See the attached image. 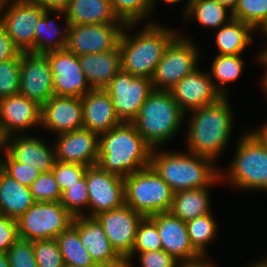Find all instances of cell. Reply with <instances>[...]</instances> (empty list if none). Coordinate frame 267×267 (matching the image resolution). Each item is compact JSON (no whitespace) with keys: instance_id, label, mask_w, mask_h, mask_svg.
<instances>
[{"instance_id":"21","label":"cell","mask_w":267,"mask_h":267,"mask_svg":"<svg viewBox=\"0 0 267 267\" xmlns=\"http://www.w3.org/2000/svg\"><path fill=\"white\" fill-rule=\"evenodd\" d=\"M40 126L57 134L83 128L81 98L53 95L41 107Z\"/></svg>"},{"instance_id":"39","label":"cell","mask_w":267,"mask_h":267,"mask_svg":"<svg viewBox=\"0 0 267 267\" xmlns=\"http://www.w3.org/2000/svg\"><path fill=\"white\" fill-rule=\"evenodd\" d=\"M162 250L157 226L144 217L139 223L132 252H146Z\"/></svg>"},{"instance_id":"4","label":"cell","mask_w":267,"mask_h":267,"mask_svg":"<svg viewBox=\"0 0 267 267\" xmlns=\"http://www.w3.org/2000/svg\"><path fill=\"white\" fill-rule=\"evenodd\" d=\"M156 150V151H155ZM152 150L150 166L171 187L174 193L186 189L211 187L220 181V170L207 157L190 152Z\"/></svg>"},{"instance_id":"23","label":"cell","mask_w":267,"mask_h":267,"mask_svg":"<svg viewBox=\"0 0 267 267\" xmlns=\"http://www.w3.org/2000/svg\"><path fill=\"white\" fill-rule=\"evenodd\" d=\"M81 100L83 128L100 135L122 123L105 89H92Z\"/></svg>"},{"instance_id":"31","label":"cell","mask_w":267,"mask_h":267,"mask_svg":"<svg viewBox=\"0 0 267 267\" xmlns=\"http://www.w3.org/2000/svg\"><path fill=\"white\" fill-rule=\"evenodd\" d=\"M49 18V11L40 18L35 31V47L30 51L31 53L45 54L65 49L69 24L66 22L64 29L59 30V25L56 27L54 24L56 20Z\"/></svg>"},{"instance_id":"58","label":"cell","mask_w":267,"mask_h":267,"mask_svg":"<svg viewBox=\"0 0 267 267\" xmlns=\"http://www.w3.org/2000/svg\"><path fill=\"white\" fill-rule=\"evenodd\" d=\"M264 262H265V264L267 265V257L266 258H264V259H262Z\"/></svg>"},{"instance_id":"54","label":"cell","mask_w":267,"mask_h":267,"mask_svg":"<svg viewBox=\"0 0 267 267\" xmlns=\"http://www.w3.org/2000/svg\"><path fill=\"white\" fill-rule=\"evenodd\" d=\"M0 267H10L6 253H0Z\"/></svg>"},{"instance_id":"5","label":"cell","mask_w":267,"mask_h":267,"mask_svg":"<svg viewBox=\"0 0 267 267\" xmlns=\"http://www.w3.org/2000/svg\"><path fill=\"white\" fill-rule=\"evenodd\" d=\"M185 115L170 90L154 89L131 123L153 149H158L181 129Z\"/></svg>"},{"instance_id":"18","label":"cell","mask_w":267,"mask_h":267,"mask_svg":"<svg viewBox=\"0 0 267 267\" xmlns=\"http://www.w3.org/2000/svg\"><path fill=\"white\" fill-rule=\"evenodd\" d=\"M54 147L57 161L93 166L98 161L99 135L85 128L60 133Z\"/></svg>"},{"instance_id":"7","label":"cell","mask_w":267,"mask_h":267,"mask_svg":"<svg viewBox=\"0 0 267 267\" xmlns=\"http://www.w3.org/2000/svg\"><path fill=\"white\" fill-rule=\"evenodd\" d=\"M125 204L144 217L168 212L174 191L151 167L147 166L124 178Z\"/></svg>"},{"instance_id":"49","label":"cell","mask_w":267,"mask_h":267,"mask_svg":"<svg viewBox=\"0 0 267 267\" xmlns=\"http://www.w3.org/2000/svg\"><path fill=\"white\" fill-rule=\"evenodd\" d=\"M205 257L200 255L192 260L180 261L178 267H216L213 263L206 261Z\"/></svg>"},{"instance_id":"3","label":"cell","mask_w":267,"mask_h":267,"mask_svg":"<svg viewBox=\"0 0 267 267\" xmlns=\"http://www.w3.org/2000/svg\"><path fill=\"white\" fill-rule=\"evenodd\" d=\"M135 25L126 24L119 40L122 69L133 76L151 79L169 43L179 33L149 21L132 37L126 32Z\"/></svg>"},{"instance_id":"30","label":"cell","mask_w":267,"mask_h":267,"mask_svg":"<svg viewBox=\"0 0 267 267\" xmlns=\"http://www.w3.org/2000/svg\"><path fill=\"white\" fill-rule=\"evenodd\" d=\"M187 2L184 10L186 18L193 17L200 25L207 28L217 30L233 18L232 11L215 0H188Z\"/></svg>"},{"instance_id":"35","label":"cell","mask_w":267,"mask_h":267,"mask_svg":"<svg viewBox=\"0 0 267 267\" xmlns=\"http://www.w3.org/2000/svg\"><path fill=\"white\" fill-rule=\"evenodd\" d=\"M232 17L262 32L267 26V0H237Z\"/></svg>"},{"instance_id":"8","label":"cell","mask_w":267,"mask_h":267,"mask_svg":"<svg viewBox=\"0 0 267 267\" xmlns=\"http://www.w3.org/2000/svg\"><path fill=\"white\" fill-rule=\"evenodd\" d=\"M73 219L60 201L35 202L17 219L18 237L30 241L56 239Z\"/></svg>"},{"instance_id":"48","label":"cell","mask_w":267,"mask_h":267,"mask_svg":"<svg viewBox=\"0 0 267 267\" xmlns=\"http://www.w3.org/2000/svg\"><path fill=\"white\" fill-rule=\"evenodd\" d=\"M32 3L40 5L45 11H49L50 13H57L55 15L56 18L61 17L60 15H64L65 10L69 4V0H29Z\"/></svg>"},{"instance_id":"47","label":"cell","mask_w":267,"mask_h":267,"mask_svg":"<svg viewBox=\"0 0 267 267\" xmlns=\"http://www.w3.org/2000/svg\"><path fill=\"white\" fill-rule=\"evenodd\" d=\"M11 59H21V51L8 36L5 25L0 19V62Z\"/></svg>"},{"instance_id":"25","label":"cell","mask_w":267,"mask_h":267,"mask_svg":"<svg viewBox=\"0 0 267 267\" xmlns=\"http://www.w3.org/2000/svg\"><path fill=\"white\" fill-rule=\"evenodd\" d=\"M78 60L92 89H105L122 69L119 46L108 52L80 55Z\"/></svg>"},{"instance_id":"59","label":"cell","mask_w":267,"mask_h":267,"mask_svg":"<svg viewBox=\"0 0 267 267\" xmlns=\"http://www.w3.org/2000/svg\"><path fill=\"white\" fill-rule=\"evenodd\" d=\"M65 267H71V266H65ZM94 267H103V266L97 265V266H94Z\"/></svg>"},{"instance_id":"9","label":"cell","mask_w":267,"mask_h":267,"mask_svg":"<svg viewBox=\"0 0 267 267\" xmlns=\"http://www.w3.org/2000/svg\"><path fill=\"white\" fill-rule=\"evenodd\" d=\"M178 34L166 48L151 78L153 89L170 90L198 67L199 50L189 39Z\"/></svg>"},{"instance_id":"36","label":"cell","mask_w":267,"mask_h":267,"mask_svg":"<svg viewBox=\"0 0 267 267\" xmlns=\"http://www.w3.org/2000/svg\"><path fill=\"white\" fill-rule=\"evenodd\" d=\"M110 3L115 15L125 24H137L153 10L152 0H110Z\"/></svg>"},{"instance_id":"37","label":"cell","mask_w":267,"mask_h":267,"mask_svg":"<svg viewBox=\"0 0 267 267\" xmlns=\"http://www.w3.org/2000/svg\"><path fill=\"white\" fill-rule=\"evenodd\" d=\"M61 204L74 217L83 216L82 210L88 208L89 193L85 176L61 194Z\"/></svg>"},{"instance_id":"55","label":"cell","mask_w":267,"mask_h":267,"mask_svg":"<svg viewBox=\"0 0 267 267\" xmlns=\"http://www.w3.org/2000/svg\"><path fill=\"white\" fill-rule=\"evenodd\" d=\"M156 0H152V6L154 7L156 5ZM166 3H169V4H175V3H180V1L182 0H162Z\"/></svg>"},{"instance_id":"27","label":"cell","mask_w":267,"mask_h":267,"mask_svg":"<svg viewBox=\"0 0 267 267\" xmlns=\"http://www.w3.org/2000/svg\"><path fill=\"white\" fill-rule=\"evenodd\" d=\"M34 203L30 188L0 168V215L17 220Z\"/></svg>"},{"instance_id":"19","label":"cell","mask_w":267,"mask_h":267,"mask_svg":"<svg viewBox=\"0 0 267 267\" xmlns=\"http://www.w3.org/2000/svg\"><path fill=\"white\" fill-rule=\"evenodd\" d=\"M72 225L78 230L82 245L97 265L126 267V262L113 249L103 227L95 218L77 216Z\"/></svg>"},{"instance_id":"20","label":"cell","mask_w":267,"mask_h":267,"mask_svg":"<svg viewBox=\"0 0 267 267\" xmlns=\"http://www.w3.org/2000/svg\"><path fill=\"white\" fill-rule=\"evenodd\" d=\"M148 218L157 226L162 250L166 253L178 261L192 260L200 256L190 243L185 221L170 211L157 213Z\"/></svg>"},{"instance_id":"26","label":"cell","mask_w":267,"mask_h":267,"mask_svg":"<svg viewBox=\"0 0 267 267\" xmlns=\"http://www.w3.org/2000/svg\"><path fill=\"white\" fill-rule=\"evenodd\" d=\"M64 13L69 26L124 23L115 15L110 0H69Z\"/></svg>"},{"instance_id":"50","label":"cell","mask_w":267,"mask_h":267,"mask_svg":"<svg viewBox=\"0 0 267 267\" xmlns=\"http://www.w3.org/2000/svg\"><path fill=\"white\" fill-rule=\"evenodd\" d=\"M11 134L5 129V127L0 124V151H4V158L9 153V142H10ZM2 157H0V164L2 162Z\"/></svg>"},{"instance_id":"12","label":"cell","mask_w":267,"mask_h":267,"mask_svg":"<svg viewBox=\"0 0 267 267\" xmlns=\"http://www.w3.org/2000/svg\"><path fill=\"white\" fill-rule=\"evenodd\" d=\"M94 218L103 227L113 249L126 262V267H131V253L137 228L144 216L123 204Z\"/></svg>"},{"instance_id":"29","label":"cell","mask_w":267,"mask_h":267,"mask_svg":"<svg viewBox=\"0 0 267 267\" xmlns=\"http://www.w3.org/2000/svg\"><path fill=\"white\" fill-rule=\"evenodd\" d=\"M208 189L203 187L174 193L170 212L185 222L210 213Z\"/></svg>"},{"instance_id":"34","label":"cell","mask_w":267,"mask_h":267,"mask_svg":"<svg viewBox=\"0 0 267 267\" xmlns=\"http://www.w3.org/2000/svg\"><path fill=\"white\" fill-rule=\"evenodd\" d=\"M186 226L192 247L199 255L206 256L207 243L216 236L218 229L212 212L187 221Z\"/></svg>"},{"instance_id":"2","label":"cell","mask_w":267,"mask_h":267,"mask_svg":"<svg viewBox=\"0 0 267 267\" xmlns=\"http://www.w3.org/2000/svg\"><path fill=\"white\" fill-rule=\"evenodd\" d=\"M228 97L216 103L189 111L187 152L207 157L213 161L227 145L233 128V115Z\"/></svg>"},{"instance_id":"6","label":"cell","mask_w":267,"mask_h":267,"mask_svg":"<svg viewBox=\"0 0 267 267\" xmlns=\"http://www.w3.org/2000/svg\"><path fill=\"white\" fill-rule=\"evenodd\" d=\"M232 159L228 171L220 170L221 180L245 190L267 191V147L252 131L238 141Z\"/></svg>"},{"instance_id":"41","label":"cell","mask_w":267,"mask_h":267,"mask_svg":"<svg viewBox=\"0 0 267 267\" xmlns=\"http://www.w3.org/2000/svg\"><path fill=\"white\" fill-rule=\"evenodd\" d=\"M20 59L0 62V99L19 94Z\"/></svg>"},{"instance_id":"32","label":"cell","mask_w":267,"mask_h":267,"mask_svg":"<svg viewBox=\"0 0 267 267\" xmlns=\"http://www.w3.org/2000/svg\"><path fill=\"white\" fill-rule=\"evenodd\" d=\"M56 240L59 244L65 266L94 267L97 264L81 243L78 230L71 224L60 233Z\"/></svg>"},{"instance_id":"42","label":"cell","mask_w":267,"mask_h":267,"mask_svg":"<svg viewBox=\"0 0 267 267\" xmlns=\"http://www.w3.org/2000/svg\"><path fill=\"white\" fill-rule=\"evenodd\" d=\"M87 167L88 166L86 165L63 163L56 160L51 171L58 183L61 193L73 184H76L77 181L81 180L85 176Z\"/></svg>"},{"instance_id":"1","label":"cell","mask_w":267,"mask_h":267,"mask_svg":"<svg viewBox=\"0 0 267 267\" xmlns=\"http://www.w3.org/2000/svg\"><path fill=\"white\" fill-rule=\"evenodd\" d=\"M152 150L132 123L122 122L99 135L97 165L125 178L150 166Z\"/></svg>"},{"instance_id":"53","label":"cell","mask_w":267,"mask_h":267,"mask_svg":"<svg viewBox=\"0 0 267 267\" xmlns=\"http://www.w3.org/2000/svg\"><path fill=\"white\" fill-rule=\"evenodd\" d=\"M215 1L227 7L230 11H233L237 4V0H215Z\"/></svg>"},{"instance_id":"33","label":"cell","mask_w":267,"mask_h":267,"mask_svg":"<svg viewBox=\"0 0 267 267\" xmlns=\"http://www.w3.org/2000/svg\"><path fill=\"white\" fill-rule=\"evenodd\" d=\"M243 59L241 55H219L217 54L212 62V71L210 76L216 79L213 82L214 88L221 94L222 97L227 96L225 84L237 81L240 78L244 69Z\"/></svg>"},{"instance_id":"40","label":"cell","mask_w":267,"mask_h":267,"mask_svg":"<svg viewBox=\"0 0 267 267\" xmlns=\"http://www.w3.org/2000/svg\"><path fill=\"white\" fill-rule=\"evenodd\" d=\"M29 188L35 202H57L61 199L62 193L52 171L40 173Z\"/></svg>"},{"instance_id":"10","label":"cell","mask_w":267,"mask_h":267,"mask_svg":"<svg viewBox=\"0 0 267 267\" xmlns=\"http://www.w3.org/2000/svg\"><path fill=\"white\" fill-rule=\"evenodd\" d=\"M45 12L29 0H0V19L21 52H30L35 47V31Z\"/></svg>"},{"instance_id":"43","label":"cell","mask_w":267,"mask_h":267,"mask_svg":"<svg viewBox=\"0 0 267 267\" xmlns=\"http://www.w3.org/2000/svg\"><path fill=\"white\" fill-rule=\"evenodd\" d=\"M10 267H38L33 241L18 238L6 252Z\"/></svg>"},{"instance_id":"16","label":"cell","mask_w":267,"mask_h":267,"mask_svg":"<svg viewBox=\"0 0 267 267\" xmlns=\"http://www.w3.org/2000/svg\"><path fill=\"white\" fill-rule=\"evenodd\" d=\"M45 55L52 70L54 95L81 98L92 90L77 55L66 49Z\"/></svg>"},{"instance_id":"17","label":"cell","mask_w":267,"mask_h":267,"mask_svg":"<svg viewBox=\"0 0 267 267\" xmlns=\"http://www.w3.org/2000/svg\"><path fill=\"white\" fill-rule=\"evenodd\" d=\"M214 81L209 73L197 68L176 83L170 91L179 107L186 113L214 104L222 97L214 88Z\"/></svg>"},{"instance_id":"11","label":"cell","mask_w":267,"mask_h":267,"mask_svg":"<svg viewBox=\"0 0 267 267\" xmlns=\"http://www.w3.org/2000/svg\"><path fill=\"white\" fill-rule=\"evenodd\" d=\"M105 90L121 122L131 123L154 89L150 78L133 76L121 69Z\"/></svg>"},{"instance_id":"46","label":"cell","mask_w":267,"mask_h":267,"mask_svg":"<svg viewBox=\"0 0 267 267\" xmlns=\"http://www.w3.org/2000/svg\"><path fill=\"white\" fill-rule=\"evenodd\" d=\"M18 238L17 220L0 215V253H6Z\"/></svg>"},{"instance_id":"52","label":"cell","mask_w":267,"mask_h":267,"mask_svg":"<svg viewBox=\"0 0 267 267\" xmlns=\"http://www.w3.org/2000/svg\"><path fill=\"white\" fill-rule=\"evenodd\" d=\"M267 147V123L262 126L261 129L258 128V130H251Z\"/></svg>"},{"instance_id":"13","label":"cell","mask_w":267,"mask_h":267,"mask_svg":"<svg viewBox=\"0 0 267 267\" xmlns=\"http://www.w3.org/2000/svg\"><path fill=\"white\" fill-rule=\"evenodd\" d=\"M125 25L108 23L69 26L65 49L77 56L116 49Z\"/></svg>"},{"instance_id":"44","label":"cell","mask_w":267,"mask_h":267,"mask_svg":"<svg viewBox=\"0 0 267 267\" xmlns=\"http://www.w3.org/2000/svg\"><path fill=\"white\" fill-rule=\"evenodd\" d=\"M0 168L11 178L20 184L30 186L40 175V171L35 167L26 166L14 160L9 154L3 158Z\"/></svg>"},{"instance_id":"15","label":"cell","mask_w":267,"mask_h":267,"mask_svg":"<svg viewBox=\"0 0 267 267\" xmlns=\"http://www.w3.org/2000/svg\"><path fill=\"white\" fill-rule=\"evenodd\" d=\"M52 77L45 54L21 52L19 94L42 107L54 95Z\"/></svg>"},{"instance_id":"24","label":"cell","mask_w":267,"mask_h":267,"mask_svg":"<svg viewBox=\"0 0 267 267\" xmlns=\"http://www.w3.org/2000/svg\"><path fill=\"white\" fill-rule=\"evenodd\" d=\"M11 135L9 155L26 166L35 167L41 173L51 171L56 162L55 147H49L40 137L24 134ZM16 136V137H14Z\"/></svg>"},{"instance_id":"51","label":"cell","mask_w":267,"mask_h":267,"mask_svg":"<svg viewBox=\"0 0 267 267\" xmlns=\"http://www.w3.org/2000/svg\"><path fill=\"white\" fill-rule=\"evenodd\" d=\"M256 58H258V62L262 63V65H264L266 67L265 69V73L264 76L262 78V87L264 88V92H266L267 94V53L262 50V52L260 51V53L256 56Z\"/></svg>"},{"instance_id":"45","label":"cell","mask_w":267,"mask_h":267,"mask_svg":"<svg viewBox=\"0 0 267 267\" xmlns=\"http://www.w3.org/2000/svg\"><path fill=\"white\" fill-rule=\"evenodd\" d=\"M135 253L138 254L137 256L142 267H178L180 262L164 250L132 252L131 259Z\"/></svg>"},{"instance_id":"56","label":"cell","mask_w":267,"mask_h":267,"mask_svg":"<svg viewBox=\"0 0 267 267\" xmlns=\"http://www.w3.org/2000/svg\"><path fill=\"white\" fill-rule=\"evenodd\" d=\"M250 267H267V265L265 264V262L261 258V260L256 261L255 264L254 265L252 264V266H250Z\"/></svg>"},{"instance_id":"38","label":"cell","mask_w":267,"mask_h":267,"mask_svg":"<svg viewBox=\"0 0 267 267\" xmlns=\"http://www.w3.org/2000/svg\"><path fill=\"white\" fill-rule=\"evenodd\" d=\"M33 248L38 267H65L64 259L56 239L33 241Z\"/></svg>"},{"instance_id":"22","label":"cell","mask_w":267,"mask_h":267,"mask_svg":"<svg viewBox=\"0 0 267 267\" xmlns=\"http://www.w3.org/2000/svg\"><path fill=\"white\" fill-rule=\"evenodd\" d=\"M0 124L11 135L18 131L24 134L26 130L41 125V106L21 94L1 98Z\"/></svg>"},{"instance_id":"57","label":"cell","mask_w":267,"mask_h":267,"mask_svg":"<svg viewBox=\"0 0 267 267\" xmlns=\"http://www.w3.org/2000/svg\"><path fill=\"white\" fill-rule=\"evenodd\" d=\"M262 32H263L262 34L267 37V26H266V28Z\"/></svg>"},{"instance_id":"14","label":"cell","mask_w":267,"mask_h":267,"mask_svg":"<svg viewBox=\"0 0 267 267\" xmlns=\"http://www.w3.org/2000/svg\"><path fill=\"white\" fill-rule=\"evenodd\" d=\"M85 178L88 186L90 213L88 211V215L83 216L94 218L102 212L125 204L123 177L109 173L96 164L87 167Z\"/></svg>"},{"instance_id":"28","label":"cell","mask_w":267,"mask_h":267,"mask_svg":"<svg viewBox=\"0 0 267 267\" xmlns=\"http://www.w3.org/2000/svg\"><path fill=\"white\" fill-rule=\"evenodd\" d=\"M256 31L251 25L232 18L217 29L216 46L219 55H241L252 42L251 32Z\"/></svg>"}]
</instances>
